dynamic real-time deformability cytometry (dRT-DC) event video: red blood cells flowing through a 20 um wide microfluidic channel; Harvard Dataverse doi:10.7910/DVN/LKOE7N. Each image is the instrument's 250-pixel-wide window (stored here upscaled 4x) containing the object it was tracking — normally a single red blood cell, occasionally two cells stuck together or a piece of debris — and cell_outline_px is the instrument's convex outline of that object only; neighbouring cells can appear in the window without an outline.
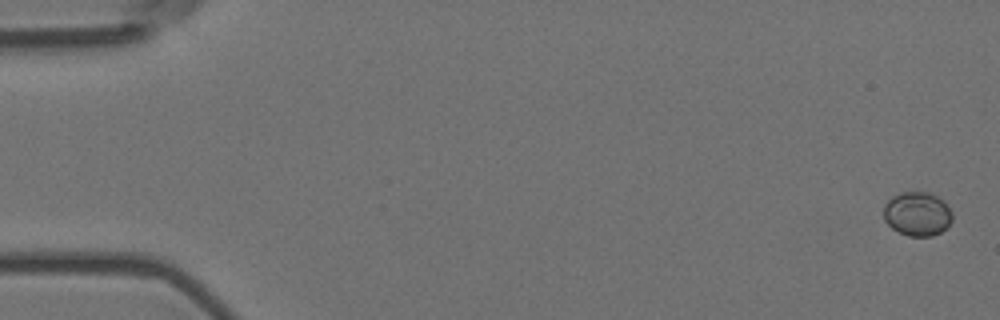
{"species": "Egyptian fruit bat (a non-hibernating species)", "species_latin": "Rousettus aegyptiacus", "temperature_condition": "room temperature", "stored_images_in_passage": 6, "camera_frame_rate_fps": 3000, "um_per_image_px": 0.085, "animal": {"sex": "female"}, "frame": {"image": 1, "passage_image": 1, "time_ms": 0.0, "image_size_px": [1000, 320], "cell_outline_px": [[952, 220], [940, 232], [932, 236], [908, 236], [892, 228], [884, 220], [884, 204], [892, 196], [900, 192], [932, 192], [944, 200], [952, 212]], "centroid_in_image_um": [77.97, 18.15], "position_along_channel_um": 7.0, "area_um2": 17.74}}
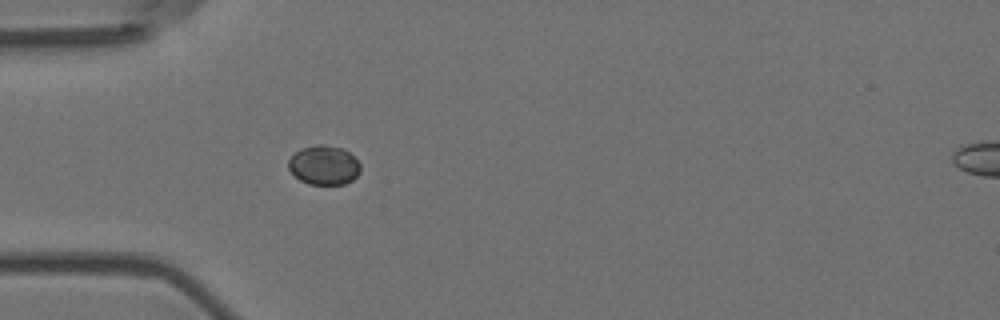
{"frame": {"image": 2, "passage_image": 5, "time_ms": 1.333, "image_size_px": [1000, 320], "cell_outline_px": [[360, 172], [352, 180], [344, 184], [308, 184], [300, 180], [288, 168], [288, 160], [300, 148], [316, 144], [324, 144], [340, 148], [348, 152], [360, 164]], "centroid_in_image_um": [27.52, 14.03], "position_along_channel_um": 57.5, "area_um2": 16.36}}